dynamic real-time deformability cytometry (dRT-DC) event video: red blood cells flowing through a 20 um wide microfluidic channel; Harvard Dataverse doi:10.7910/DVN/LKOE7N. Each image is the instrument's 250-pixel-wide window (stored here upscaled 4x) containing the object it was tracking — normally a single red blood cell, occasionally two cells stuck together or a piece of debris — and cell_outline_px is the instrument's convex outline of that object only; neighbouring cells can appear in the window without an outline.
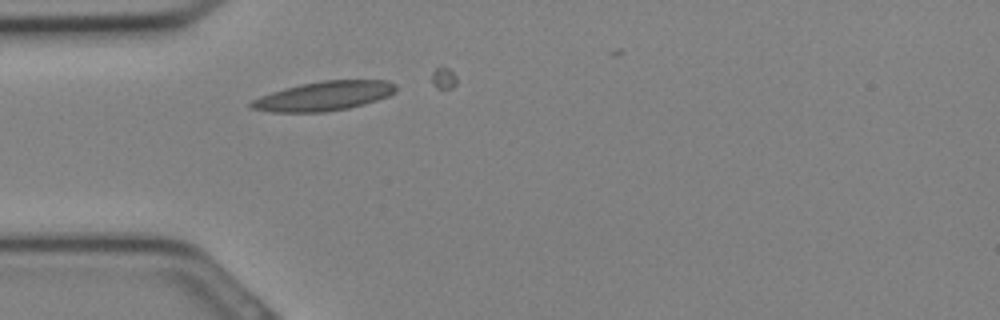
{"species": "Egyptian fruit bat (a non-hibernating species)", "species_latin": "Rousettus aegyptiacus", "temperature_condition": "cold", "stored_images_in_passage": 9, "camera_frame_rate_fps": 3000, "um_per_image_px": 0.085, "animal": {"sex": "female"}, "frame": {"image": 1, "passage_image": 2, "time_ms": 0.333, "image_size_px": [1000, 320], "cell_outline_px": [[396, 92], [388, 96], [364, 104], [348, 108], [324, 112], [272, 112], [252, 108], [248, 104], [252, 100], [260, 96], [284, 88], [300, 84], [324, 80], [388, 80], [396, 84]], "centroid_in_image_um": [27.55, 8.15], "position_along_channel_um": 57.5, "area_um2": 24.68}}